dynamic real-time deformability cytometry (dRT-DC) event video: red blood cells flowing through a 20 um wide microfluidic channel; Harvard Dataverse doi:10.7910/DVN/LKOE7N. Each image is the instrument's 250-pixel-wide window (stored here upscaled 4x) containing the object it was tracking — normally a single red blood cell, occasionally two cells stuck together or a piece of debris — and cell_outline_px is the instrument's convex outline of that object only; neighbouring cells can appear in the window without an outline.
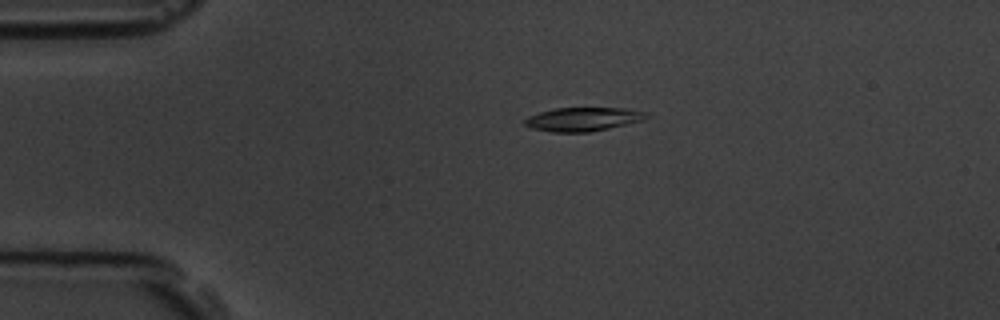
{"species": "common noctule bat (a hibernating species)", "species_latin": "Nyctalus noctula", "temperature_condition": "room temperature", "stored_images_in_passage": 5, "camera_frame_rate_fps": 3000, "um_per_image_px": 0.085, "animal": {"sex": "male", "body_mass_g": 19.5, "forearm_length_mm": 54.6}, "frame": {"image": 1, "passage_image": 4, "time_ms": 3.333, "image_size_px": [1000, 320], "cell_outline_px": [[652, 116], [644, 120], [608, 128], [588, 132], [552, 132], [532, 128], [524, 124], [524, 120], [528, 116], [540, 112], [556, 108], [624, 108], [644, 112]], "centroid_in_image_um": [49.56, 10.13], "position_along_channel_um": 35.4, "area_um2": 16.7}}